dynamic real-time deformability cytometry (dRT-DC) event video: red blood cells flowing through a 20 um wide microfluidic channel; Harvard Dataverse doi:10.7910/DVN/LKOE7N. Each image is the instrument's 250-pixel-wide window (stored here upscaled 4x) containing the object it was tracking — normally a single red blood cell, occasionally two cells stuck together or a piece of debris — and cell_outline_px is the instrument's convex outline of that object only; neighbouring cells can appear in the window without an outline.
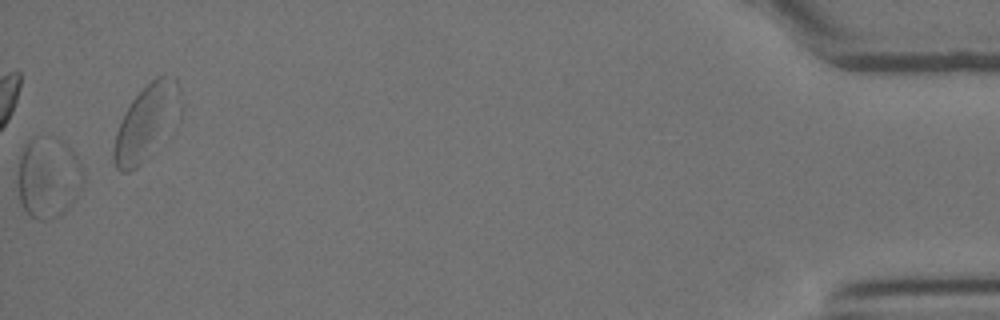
{"species": "Egyptian fruit bat (a non-hibernating species)", "species_latin": "Rousettus aegyptiacus", "temperature_condition": "room temperature", "stored_images_in_passage": 20, "camera_frame_rate_fps": 3000, "um_per_image_px": 0.085, "animal": {"sex": "female"}, "frame": {"image": 1, "passage_image": 20, "time_ms": 6.333, "image_size_px": [1000, 320], "cell_outline_px": [[84, 184], [68, 208], [56, 216], [52, 216], [48, 136], [56, 136], [76, 156], [84, 172]], "centroid_in_image_um": [5.4, 14.93], "position_along_channel_um": 429.8, "area_um2": 13.93}}